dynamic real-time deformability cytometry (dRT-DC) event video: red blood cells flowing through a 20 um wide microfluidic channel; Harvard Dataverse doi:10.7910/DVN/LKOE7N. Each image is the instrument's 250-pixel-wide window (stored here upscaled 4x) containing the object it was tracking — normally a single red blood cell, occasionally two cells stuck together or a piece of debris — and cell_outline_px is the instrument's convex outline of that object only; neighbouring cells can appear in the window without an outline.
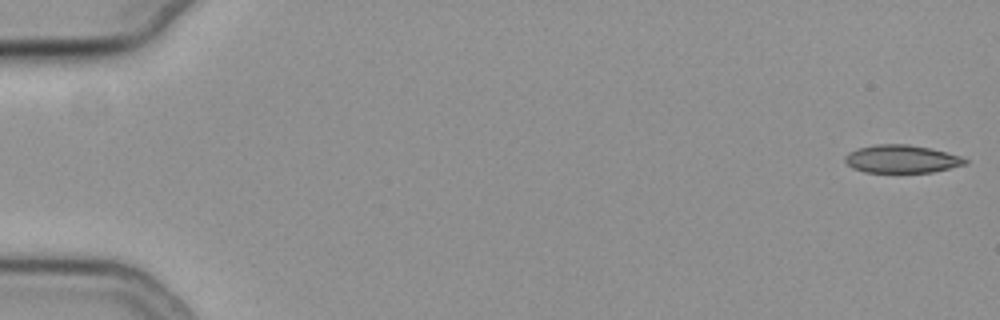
{"species": "common noctule bat (a hibernating species)", "species_latin": "Nyctalus noctula", "temperature_condition": "cold", "stored_images_in_passage": 13, "camera_frame_rate_fps": 3000, "um_per_image_px": 0.085, "animal": {"sex": "female", "body_mass_g": 19.3, "forearm_length_mm": 54.1}, "frame": {"image": 1, "passage_image": 1, "time_ms": 0.0, "image_size_px": [1000, 320], "cell_outline_px": [[968, 164], [932, 172], [864, 172], [852, 168], [844, 160], [844, 156], [848, 152], [860, 148], [876, 144], [908, 144], [928, 148], [960, 156], [968, 160]], "centroid_in_image_um": [76.62, 13.52], "position_along_channel_um": 8.4, "area_um2": 19.42}}